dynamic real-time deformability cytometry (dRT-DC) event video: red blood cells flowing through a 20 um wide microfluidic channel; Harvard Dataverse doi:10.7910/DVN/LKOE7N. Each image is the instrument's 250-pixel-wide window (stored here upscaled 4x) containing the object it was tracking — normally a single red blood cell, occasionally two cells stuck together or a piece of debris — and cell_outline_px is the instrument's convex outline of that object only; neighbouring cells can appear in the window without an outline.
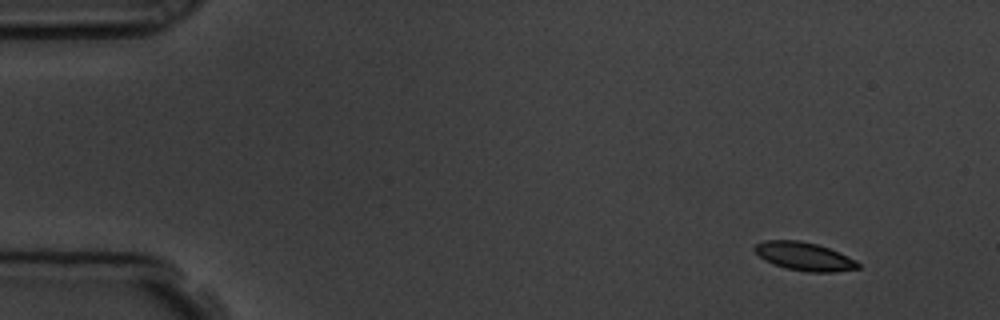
{"species": "common noctule bat (a hibernating species)", "species_latin": "Nyctalus noctula", "temperature_condition": "room temperature", "stored_images_in_passage": 50, "camera_frame_rate_fps": 3000, "um_per_image_px": 0.085, "animal": {"sex": "male", "body_mass_g": 19.5, "forearm_length_mm": 54.6}, "frame": {"image": 1, "passage_image": 1, "time_ms": 0.0, "image_size_px": [1000, 320], "cell_outline_px": [[860, 268], [836, 272], [808, 272], [784, 268], [772, 264], [764, 260], [752, 248], [756, 244], [764, 240], [800, 240], [816, 244], [828, 248], [856, 260], [860, 264]], "centroid_in_image_um": [68.34, 21.8], "position_along_channel_um": 16.7, "area_um2": 17.11}}
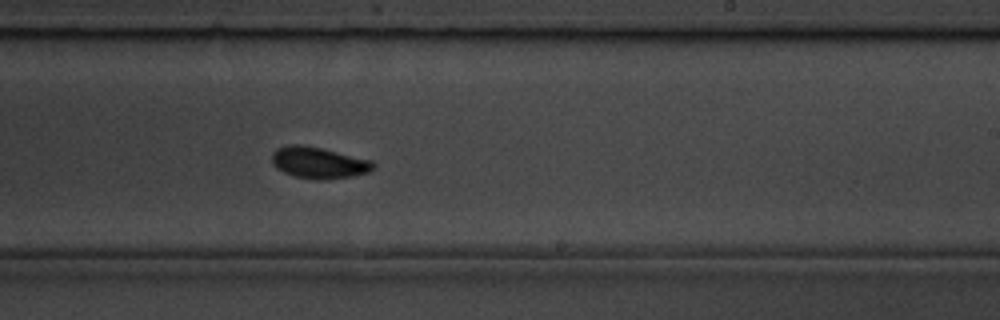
{"frame": {"image": 2, "passage_image": 29, "time_ms": 9.333, "image_size_px": [1000, 320], "cell_outline_px": [[376, 164], [368, 172], [352, 176], [324, 180], [316, 180], [292, 176], [276, 168], [272, 164], [272, 152], [276, 148], [292, 144], [300, 144], [320, 148], [372, 160]], "centroid_in_image_um": [27.05, 13.84], "position_along_channel_um": 261.9, "area_um2": 18.61}}
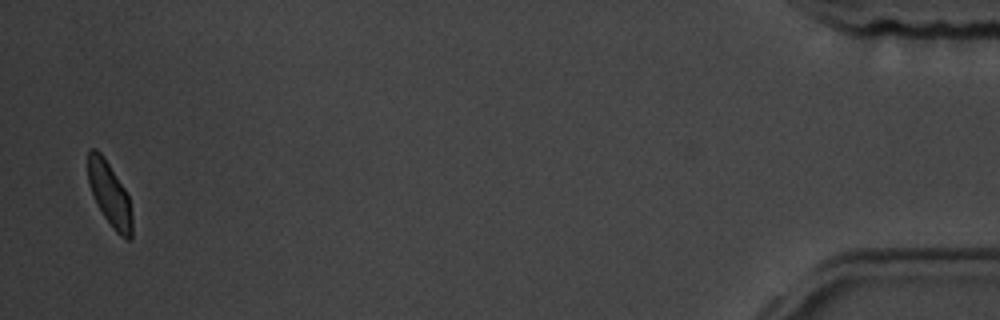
{"frame": {"image": 3, "passage_image": 49, "time_ms": 16.0, "image_size_px": [1000, 320], "cell_outline_px": [[132, 236], [128, 240], [120, 236], [112, 228], [104, 216], [88, 184], [88, 152], [92, 148], [96, 148], [104, 156], [124, 188], [128, 196], [132, 212]], "centroid_in_image_um": [9.33, 16.51], "position_along_channel_um": 425.9, "area_um2": 16.3}, "authors_computed_cell_mechanics": {"area_um2": 17.6001, "velocity_mm_per_s": 3.7913, "shape_relaxation_time_tau1_ms": 4.0329, "shape_relaxation_time_tau2_ms": 0.8767, "deformation_change_tau1": 0.1749, "deformation_change_tau2": 0.0425}}